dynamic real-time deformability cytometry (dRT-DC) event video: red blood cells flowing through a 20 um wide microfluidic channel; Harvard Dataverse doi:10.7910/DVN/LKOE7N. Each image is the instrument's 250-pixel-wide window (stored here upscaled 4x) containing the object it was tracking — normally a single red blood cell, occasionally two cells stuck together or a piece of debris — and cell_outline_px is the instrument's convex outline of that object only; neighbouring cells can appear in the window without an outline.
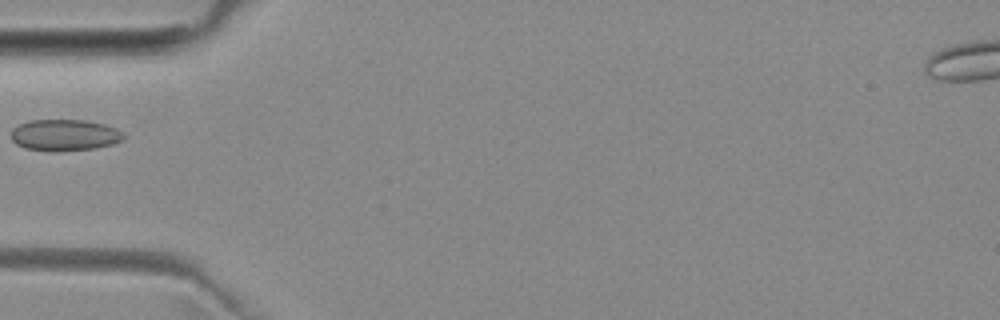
{"species": "common noctule bat (a hibernating species)", "species_latin": "Nyctalus noctula", "temperature_condition": "room temperature", "stored_images_in_passage": 5, "camera_frame_rate_fps": 3000, "um_per_image_px": 0.085, "animal": {"sex": "female", "body_mass_g": 29.2, "forearm_length_mm": 56.3}, "frame": {"image": 1, "passage_image": 4, "time_ms": 4.667, "image_size_px": [1000, 320], "cell_outline_px": [[124, 140], [112, 144], [92, 148], [56, 152], [52, 152], [24, 148], [16, 144], [12, 140], [12, 128], [20, 124], [32, 120], [84, 120], [104, 124], [116, 128], [124, 132]], "centroid_in_image_um": [5.5, 11.49], "position_along_channel_um": 79.5, "area_um2": 20.69}}
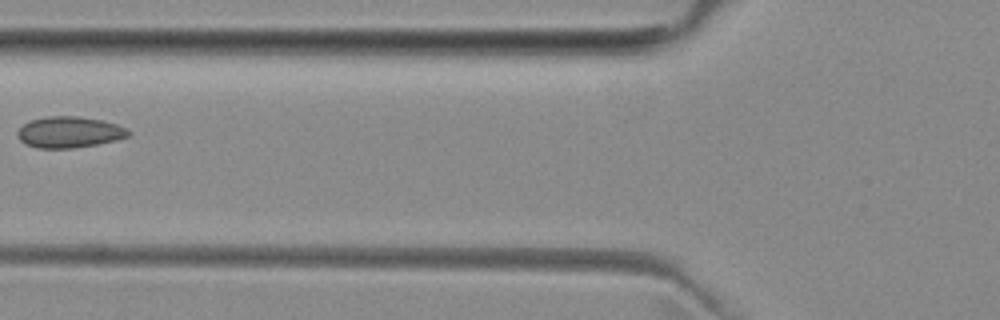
{"frame": {"image": 2, "passage_image": 5, "time_ms": 5.667, "image_size_px": [1000, 320], "cell_outline_px": [[132, 132], [128, 136], [116, 140], [96, 144], [72, 148], [36, 148], [24, 144], [20, 140], [16, 132], [24, 124], [32, 120], [48, 116], [80, 116], [100, 120], [116, 124]], "centroid_in_image_um": [5.87, 11.24], "position_along_channel_um": 119.9, "area_um2": 20.0}}